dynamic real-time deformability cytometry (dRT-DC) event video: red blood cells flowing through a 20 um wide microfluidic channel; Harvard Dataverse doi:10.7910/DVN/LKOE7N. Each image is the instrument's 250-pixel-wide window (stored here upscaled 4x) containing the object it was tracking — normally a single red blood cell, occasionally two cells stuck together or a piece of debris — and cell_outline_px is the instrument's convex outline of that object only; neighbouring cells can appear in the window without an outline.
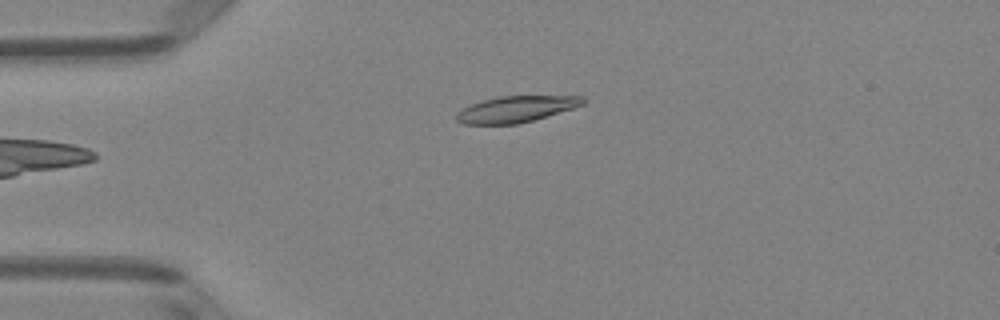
{"species": "Egyptian fruit bat (a non-hibernating species)", "species_latin": "Rousettus aegyptiacus", "temperature_condition": "room temperature", "stored_images_in_passage": 4, "camera_frame_rate_fps": 3000, "um_per_image_px": 0.085, "animal": {"sex": "female"}, "frame": {"image": 1, "passage_image": 4, "time_ms": 1.0, "image_size_px": [1000, 320], "cell_outline_px": [[584, 104], [572, 108], [532, 120], [516, 124], [464, 124], [456, 120], [456, 112], [472, 104], [496, 96], [584, 96]], "centroid_in_image_um": [43.83, 9.27], "position_along_channel_um": 41.2, "area_um2": 19.02}}